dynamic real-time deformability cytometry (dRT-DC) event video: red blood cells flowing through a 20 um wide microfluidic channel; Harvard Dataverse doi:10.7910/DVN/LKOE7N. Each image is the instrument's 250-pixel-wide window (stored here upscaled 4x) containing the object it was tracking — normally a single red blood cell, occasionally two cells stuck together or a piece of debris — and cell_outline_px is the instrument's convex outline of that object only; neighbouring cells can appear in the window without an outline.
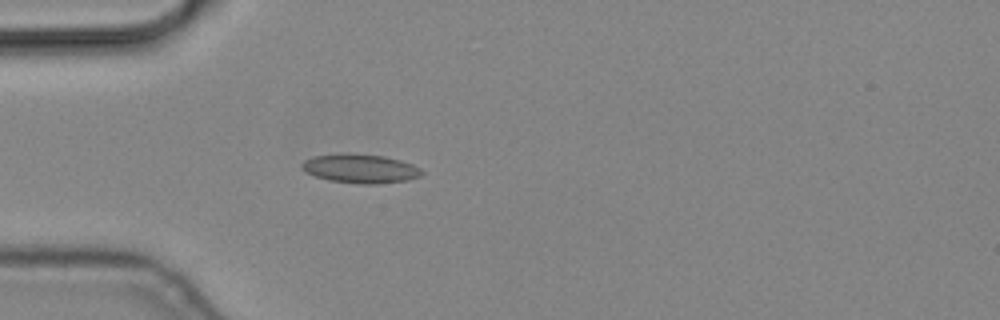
{"species": "common noctule bat (a hibernating species)", "species_latin": "Nyctalus noctula", "temperature_condition": "cold", "stored_images_in_passage": 4, "camera_frame_rate_fps": 3000, "um_per_image_px": 0.085, "animal": {"sex": "male", "body_mass_g": 19.2, "forearm_length_mm": 51.8}, "frame": {"image": 1, "passage_image": 4, "time_ms": 1.0, "image_size_px": [1000, 320], "cell_outline_px": [[424, 172], [420, 176], [408, 180], [376, 184], [360, 184], [328, 180], [304, 172], [300, 168], [300, 164], [304, 160], [316, 156], [348, 152], [384, 156], [400, 160], [412, 164], [420, 168]], "centroid_in_image_um": [30.61, 14.32], "position_along_channel_um": 54.4, "area_um2": 20.46}}